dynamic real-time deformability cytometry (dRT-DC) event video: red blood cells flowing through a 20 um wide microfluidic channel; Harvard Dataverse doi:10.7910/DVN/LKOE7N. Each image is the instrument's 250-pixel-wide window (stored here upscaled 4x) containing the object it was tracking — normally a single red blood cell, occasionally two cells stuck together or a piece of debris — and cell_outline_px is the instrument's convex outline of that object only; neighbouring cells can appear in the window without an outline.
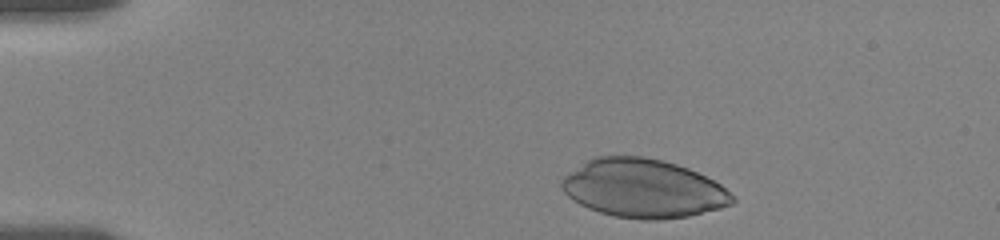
{"species": "human", "species_latin": "Homo sapiens", "temperature_condition": "room temperature", "stored_images_in_passage": 16, "camera_frame_rate_fps": 3000, "um_per_image_px": 0.085, "donor": {"sex": "female"}, "frame": {"image": 1, "passage_image": 2, "time_ms": 0.333, "image_size_px": [1000, 240], "cell_outline_px": [[736, 200], [732, 204], [720, 208], [688, 216], [660, 220], [640, 220], [612, 216], [588, 208], [580, 204], [568, 196], [564, 192], [560, 184], [560, 180], [568, 172], [588, 160], [596, 156], [644, 156], [676, 164], [688, 168], [720, 184], [736, 196]], "centroid_in_image_um": [54.67, 16.03], "position_along_channel_um": 30.3, "area_um2": 58.32}}